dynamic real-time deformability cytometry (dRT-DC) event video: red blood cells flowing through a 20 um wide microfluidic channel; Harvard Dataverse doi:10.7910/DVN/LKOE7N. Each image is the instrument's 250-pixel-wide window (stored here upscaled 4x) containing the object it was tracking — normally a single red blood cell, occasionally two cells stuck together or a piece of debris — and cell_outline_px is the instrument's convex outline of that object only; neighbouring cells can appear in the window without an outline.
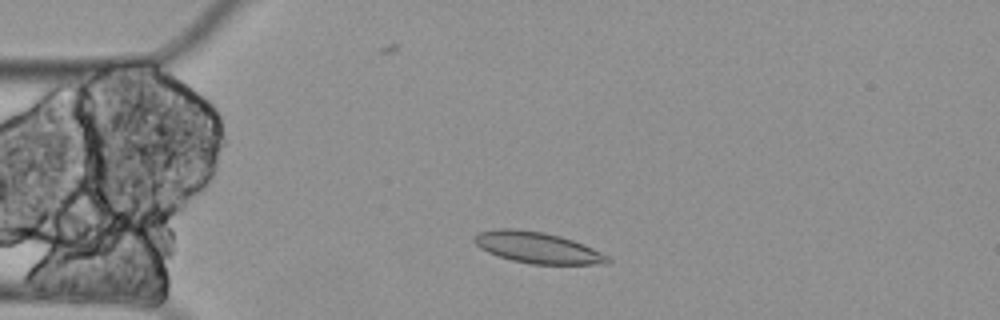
{"species": "Egyptian fruit bat (a non-hibernating species)", "species_latin": "Rousettus aegyptiacus", "temperature_condition": "cold", "stored_images_in_passage": 2, "camera_frame_rate_fps": 3000, "um_per_image_px": 0.085, "animal": {"sex": "female"}, "frame": {"image": 1, "passage_image": 1, "time_ms": 0.0, "image_size_px": [1000, 320], "cell_outline_px": [[612, 260], [608, 264], [532, 264], [512, 260], [488, 252], [480, 248], [472, 240], [472, 236], [480, 232], [496, 228], [512, 228], [544, 232], [560, 236], [584, 244], [608, 256]], "centroid_in_image_um": [45.67, 21.04], "position_along_channel_um": 39.3, "area_um2": 24.22}}